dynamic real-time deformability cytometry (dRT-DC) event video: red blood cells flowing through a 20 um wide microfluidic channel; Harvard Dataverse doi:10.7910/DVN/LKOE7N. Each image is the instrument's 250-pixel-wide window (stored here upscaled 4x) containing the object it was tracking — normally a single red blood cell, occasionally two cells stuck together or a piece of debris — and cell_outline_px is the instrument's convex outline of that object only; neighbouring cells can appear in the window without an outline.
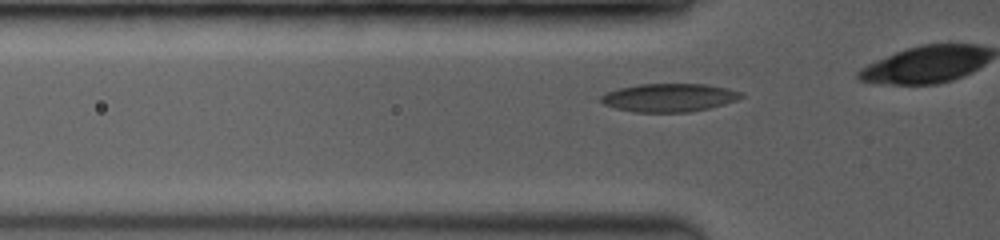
{"species": "common noctule bat (a hibernating species)", "species_latin": "Nyctalus noctula", "temperature_condition": "room temperature", "stored_images_in_passage": 33, "camera_frame_rate_fps": 3500, "um_per_image_px": 0.085, "animal": {"sex": "female", "body_mass_g": 19.0, "forearm_length_mm": 53.3}, "frame": {"image": 1, "passage_image": 3, "time_ms": 0.571, "image_size_px": [1000, 240], "cell_outline_px": [[744, 96], [736, 100], [724, 104], [692, 112], [632, 112], [616, 108], [604, 104], [600, 100], [600, 96], [604, 92], [620, 88], [640, 84], [704, 84], [724, 88], [740, 92]], "centroid_in_image_um": [56.83, 8.3], "position_along_channel_um": 69.0, "area_um2": 22.95}}
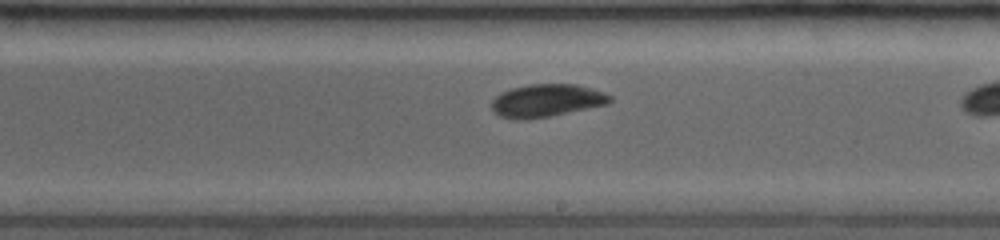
{"frame": {"image": 2, "passage_image": 18, "time_ms": 4.857, "image_size_px": [1000, 240], "cell_outline_px": [[612, 100], [608, 104], [548, 116], [524, 120], [516, 120], [500, 116], [492, 112], [492, 100], [500, 92], [512, 88], [528, 84], [576, 84], [604, 92], [612, 96]], "centroid_in_image_um": [46.43, 8.54], "position_along_channel_um": 242.6, "area_um2": 22.6}}
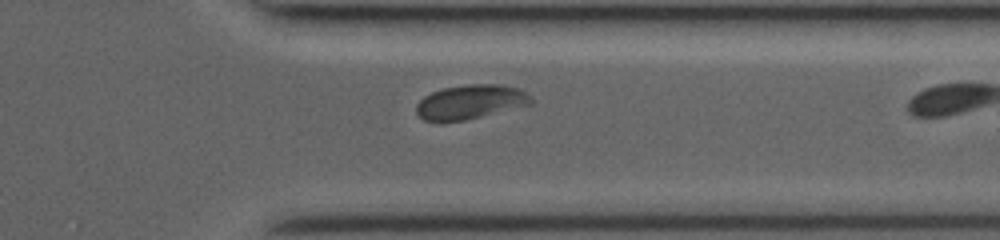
{"frame": {"image": 3, "passage_image": 29, "time_ms": 8.0, "image_size_px": [1000, 240], "cell_outline_px": [[532, 104], [464, 120], [440, 124], [424, 120], [416, 112], [416, 104], [424, 96], [432, 92], [444, 88], [468, 84], [500, 84], [520, 88], [528, 92], [532, 96]], "centroid_in_image_um": [39.98, 8.68], "position_along_channel_um": 371.4, "area_um2": 23.29}}